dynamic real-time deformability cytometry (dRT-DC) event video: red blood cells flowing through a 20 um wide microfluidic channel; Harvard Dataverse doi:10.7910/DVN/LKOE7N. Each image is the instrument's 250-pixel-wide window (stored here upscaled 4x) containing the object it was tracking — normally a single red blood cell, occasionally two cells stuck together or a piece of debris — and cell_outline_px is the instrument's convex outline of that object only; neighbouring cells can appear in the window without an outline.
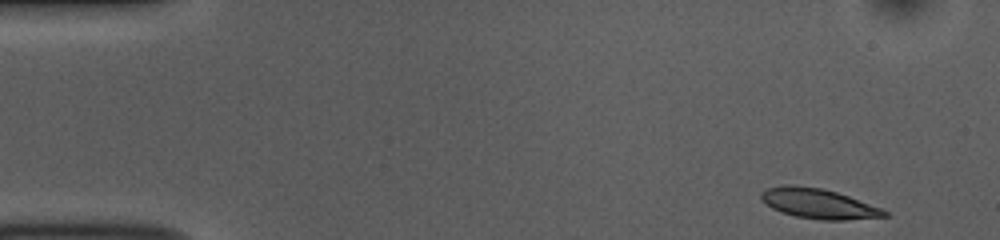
{"species": "common noctule bat (a hibernating species)", "species_latin": "Nyctalus noctula", "temperature_condition": "room temperature", "stored_images_in_passage": 49, "camera_frame_rate_fps": 3000, "um_per_image_px": 0.085, "animal": {"sex": "female", "body_mass_g": 10.0, "forearm_length_mm": 53.1}, "frame": {"image": 1, "passage_image": 1, "time_ms": 0.0, "image_size_px": [1000, 240], "cell_outline_px": [[892, 216], [844, 220], [820, 220], [796, 216], [780, 212], [772, 208], [760, 196], [760, 192], [768, 188], [784, 184], [792, 184], [820, 188], [836, 192], [848, 196], [880, 208], [888, 212]], "centroid_in_image_um": [69.57, 17.31], "position_along_channel_um": 15.4, "area_um2": 21.39}}
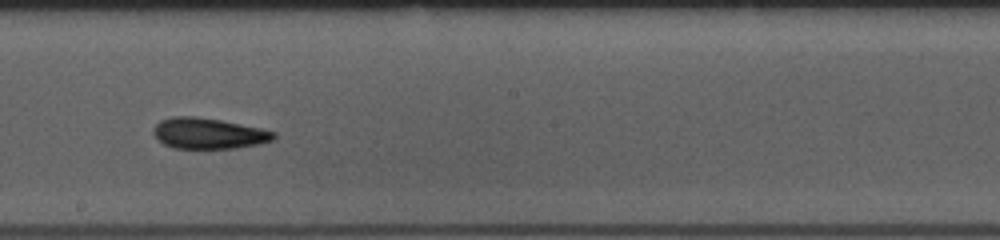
{"frame": {"image": 2, "passage_image": 26, "time_ms": 8.333, "image_size_px": [1000, 240], "cell_outline_px": [[276, 136], [272, 140], [260, 144], [236, 148], [172, 148], [156, 140], [152, 132], [152, 128], [160, 120], [172, 116], [196, 116], [220, 120], [260, 128], [276, 132]], "centroid_in_image_um": [17.67, 11.34], "position_along_channel_um": 230.5, "area_um2": 21.79}}
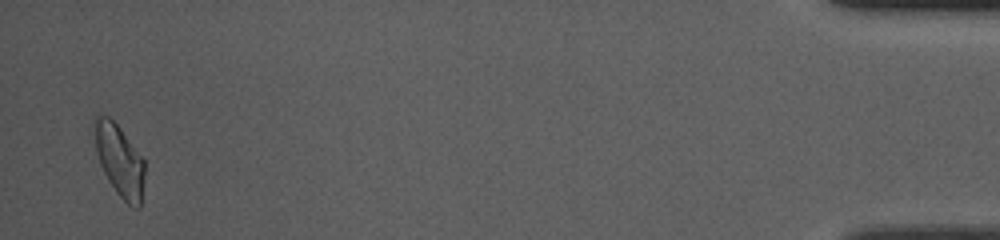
{"frame": {"image": 3, "passage_image": 48, "time_ms": 15.667, "image_size_px": [1000, 240], "cell_outline_px": [[144, 180], [140, 208], [132, 208], [116, 192], [108, 180], [100, 164], [96, 148], [92, 124], [96, 116], [108, 116], [120, 128], [144, 160]], "centroid_in_image_um": [10.15, 13.65], "position_along_channel_um": 425.0, "area_um2": 20.81}, "authors_computed_cell_mechanics": {"area_um2": 21.3282, "velocity_mm_per_s": 3.8172, "shape_relaxation_time_tau1_ms": 3.0663, "shape_relaxation_time_tau2_ms": 2.8699, "deformation_change_tau1": 0.1376, "deformation_change_tau2": 0.1069}}